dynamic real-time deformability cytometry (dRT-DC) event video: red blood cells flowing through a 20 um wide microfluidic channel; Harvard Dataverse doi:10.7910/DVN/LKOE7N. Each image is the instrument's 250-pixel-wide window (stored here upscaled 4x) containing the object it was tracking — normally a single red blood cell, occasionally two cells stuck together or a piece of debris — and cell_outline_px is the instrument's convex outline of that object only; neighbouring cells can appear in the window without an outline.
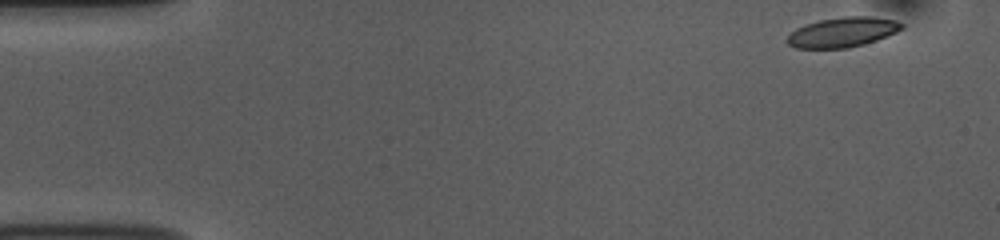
{"species": "common noctule bat (a hibernating species)", "species_latin": "Nyctalus noctula", "temperature_condition": "room temperature", "stored_images_in_passage": 51, "camera_frame_rate_fps": 3000, "um_per_image_px": 0.085, "animal": {"sex": "female", "body_mass_g": 10.0, "forearm_length_mm": 53.1}, "frame": {"image": 1, "passage_image": 1, "time_ms": 0.0, "image_size_px": [1000, 240], "cell_outline_px": [[904, 28], [896, 32], [876, 40], [864, 44], [848, 48], [796, 48], [788, 44], [784, 40], [796, 28], [804, 24], [820, 20], [844, 16], [872, 16], [896, 20], [904, 24]], "centroid_in_image_um": [71.61, 2.73], "position_along_channel_um": 13.4, "area_um2": 20.06}}
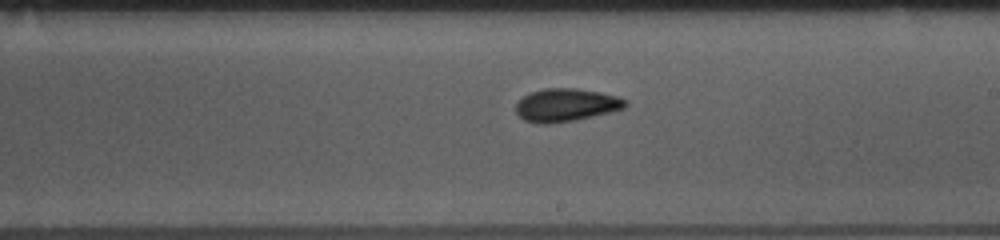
{"frame": {"image": 2, "passage_image": 28, "time_ms": 9.0, "image_size_px": [1000, 240], "cell_outline_px": [[628, 104], [624, 108], [576, 120], [548, 124], [536, 124], [524, 120], [516, 112], [516, 104], [524, 96], [532, 92], [544, 88], [576, 88], [600, 92], [620, 96], [628, 100]], "centroid_in_image_um": [48.13, 8.92], "position_along_channel_um": 240.9, "area_um2": 21.1}}
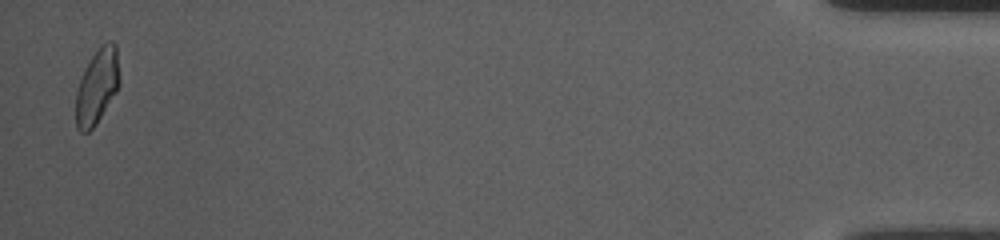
{"frame": {"image": 3, "passage_image": 50, "time_ms": 16.333, "image_size_px": [1000, 240], "cell_outline_px": [[120, 84], [116, 92], [96, 124], [88, 132], [80, 132], [76, 128], [76, 92], [80, 80], [92, 56], [100, 44], [104, 40], [112, 40], [116, 44], [120, 76]], "centroid_in_image_um": [8.28, 7.31], "position_along_channel_um": 426.9, "area_um2": 19.19}, "authors_computed_cell_mechanics": {"area_um2": 20.3456, "velocity_mm_per_s": 3.7502, "shape_relaxation_time_tau1_ms": 4.7379, "shape_relaxation_time_tau2_ms": 2.5166, "deformation_change_tau1": 0.1197, "deformation_change_tau2": 0.0752}}